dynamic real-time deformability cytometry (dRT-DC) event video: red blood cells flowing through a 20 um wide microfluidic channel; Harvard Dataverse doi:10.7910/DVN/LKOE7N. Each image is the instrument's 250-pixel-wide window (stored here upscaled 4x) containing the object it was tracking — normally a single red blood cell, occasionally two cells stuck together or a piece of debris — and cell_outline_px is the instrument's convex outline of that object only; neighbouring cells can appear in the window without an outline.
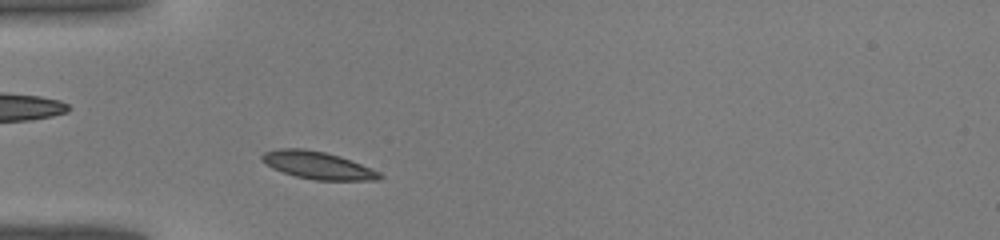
{"species": "common noctule bat (a hibernating species)", "species_latin": "Nyctalus noctula", "temperature_condition": "warm", "stored_images_in_passage": 29, "camera_frame_rate_fps": 3000, "um_per_image_px": 0.085, "animal": {"sex": "male", "body_mass_g": 19.0, "forearm_length_mm": 50.8}, "frame": {"image": 1, "passage_image": 2, "time_ms": 0.333, "image_size_px": [1000, 240], "cell_outline_px": [[384, 176], [380, 180], [316, 180], [296, 176], [272, 168], [260, 160], [260, 156], [264, 152], [280, 148], [304, 148], [324, 152], [340, 156], [380, 172]], "centroid_in_image_um": [26.99, 14.04], "position_along_channel_um": 58.0, "area_um2": 18.79}}
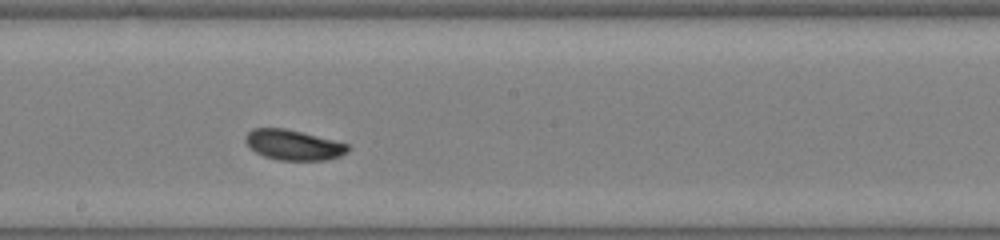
{"frame": {"image": 2, "passage_image": 13, "time_ms": 4.0, "image_size_px": [1000, 240], "cell_outline_px": [[348, 152], [340, 156], [324, 160], [280, 160], [264, 156], [256, 152], [244, 140], [244, 136], [252, 128], [284, 128], [348, 144]], "centroid_in_image_um": [24.91, 12.32], "position_along_channel_um": 223.3, "area_um2": 17.74}}
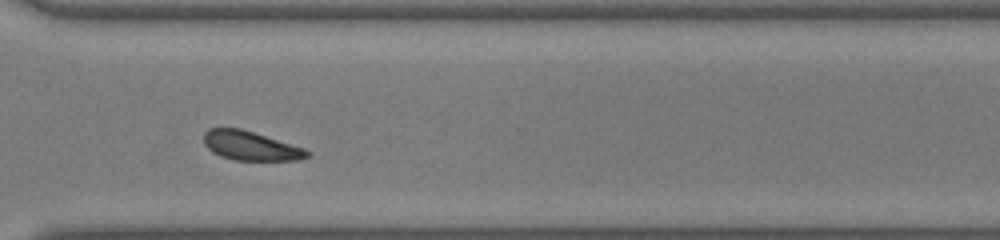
{"frame": {"image": 3, "passage_image": 21, "time_ms": 6.667, "image_size_px": [1000, 240], "cell_outline_px": [[312, 152], [308, 156], [296, 160], [232, 160], [220, 156], [212, 152], [204, 144], [204, 132], [208, 128], [240, 128], [304, 148]], "centroid_in_image_um": [21.27, 12.39], "position_along_channel_um": 349.3, "area_um2": 17.46}}